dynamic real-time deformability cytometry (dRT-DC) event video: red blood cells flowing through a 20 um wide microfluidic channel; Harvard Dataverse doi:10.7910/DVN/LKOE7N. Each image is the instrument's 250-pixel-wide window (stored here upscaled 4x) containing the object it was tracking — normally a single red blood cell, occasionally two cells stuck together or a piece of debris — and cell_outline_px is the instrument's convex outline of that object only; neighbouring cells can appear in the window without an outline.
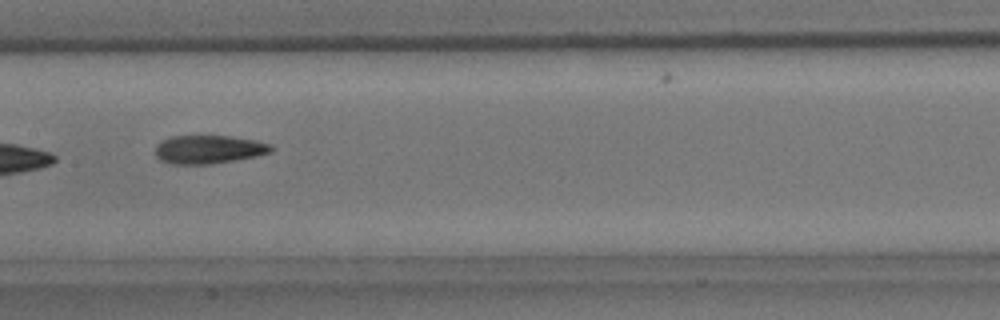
{"species": "common noctule bat (a hibernating species)", "species_latin": "Nyctalus noctula", "temperature_condition": "room temperature", "stored_images_in_passage": 8, "camera_frame_rate_fps": 3000, "um_per_image_px": 0.085, "animal": {"sex": "male", "body_mass_g": 15.6}, "frame": {"image": 1, "passage_image": 6, "time_ms": 6.667, "image_size_px": [1000, 320], "cell_outline_px": [[276, 148], [272, 152], [256, 156], [236, 160], [212, 164], [172, 164], [160, 160], [156, 156], [156, 144], [172, 136], [232, 136], [256, 140], [272, 144]], "centroid_in_image_um": [17.8, 12.7], "position_along_channel_um": 189.6, "area_um2": 19.36}}